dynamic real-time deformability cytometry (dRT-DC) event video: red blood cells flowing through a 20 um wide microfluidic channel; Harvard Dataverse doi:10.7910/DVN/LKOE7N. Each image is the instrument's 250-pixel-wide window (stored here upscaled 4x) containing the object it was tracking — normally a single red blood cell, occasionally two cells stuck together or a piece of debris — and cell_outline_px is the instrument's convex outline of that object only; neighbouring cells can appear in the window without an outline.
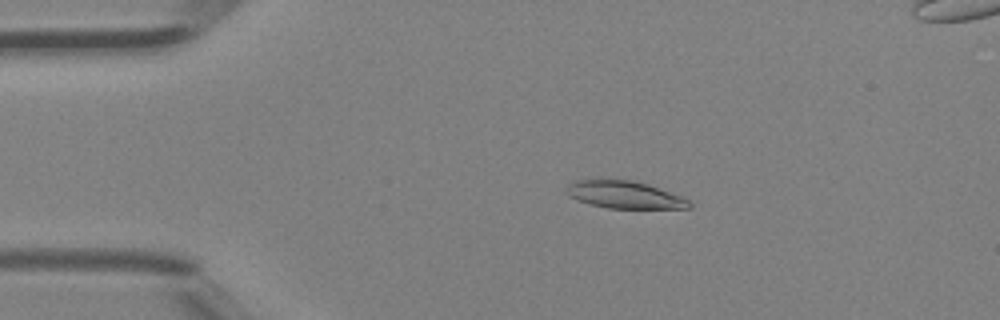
{"species": "Egyptian fruit bat (a non-hibernating species)", "species_latin": "Rousettus aegyptiacus", "temperature_condition": "room temperature", "stored_images_in_passage": 4, "camera_frame_rate_fps": 3000, "um_per_image_px": 0.085, "animal": {"sex": "female"}, "frame": {"image": 1, "passage_image": 2, "time_ms": 0.333, "image_size_px": [1000, 320], "cell_outline_px": [[692, 208], [608, 208], [588, 204], [568, 196], [564, 192], [568, 184], [576, 180], [632, 180], [648, 184], [680, 196], [688, 200], [692, 204]], "centroid_in_image_um": [53.05, 16.56], "position_along_channel_um": 32.0, "area_um2": 19.48}}